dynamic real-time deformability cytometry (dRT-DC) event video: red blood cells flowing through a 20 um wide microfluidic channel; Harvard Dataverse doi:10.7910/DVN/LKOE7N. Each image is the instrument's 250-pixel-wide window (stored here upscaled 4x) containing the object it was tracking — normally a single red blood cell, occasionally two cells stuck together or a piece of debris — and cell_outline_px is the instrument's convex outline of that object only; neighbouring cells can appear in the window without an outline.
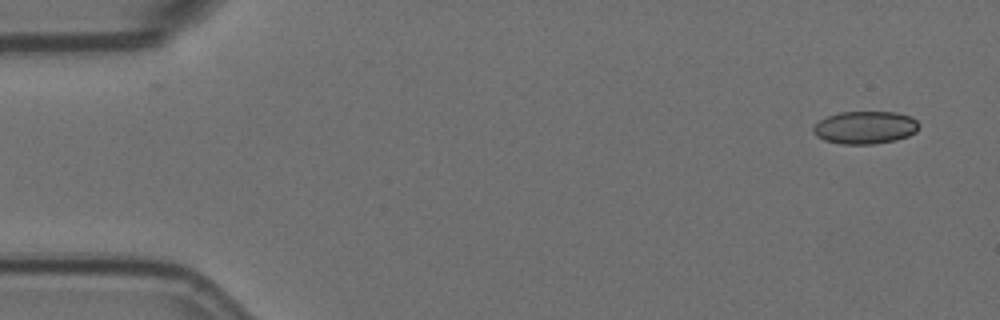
{"species": "Egyptian fruit bat (a non-hibernating species)", "species_latin": "Rousettus aegyptiacus", "temperature_condition": "room temperature", "stored_images_in_passage": 6, "camera_frame_rate_fps": 3000, "um_per_image_px": 0.085, "animal": {"sex": "female"}, "frame": {"image": 1, "passage_image": 1, "time_ms": 0.0, "image_size_px": [1000, 320], "cell_outline_px": [[920, 124], [916, 132], [908, 136], [896, 140], [872, 144], [840, 144], [824, 140], [816, 136], [812, 132], [812, 128], [820, 120], [828, 116], [840, 112], [896, 112], [912, 116]], "centroid_in_image_um": [73.55, 10.84], "position_along_channel_um": 11.5, "area_um2": 20.29}}
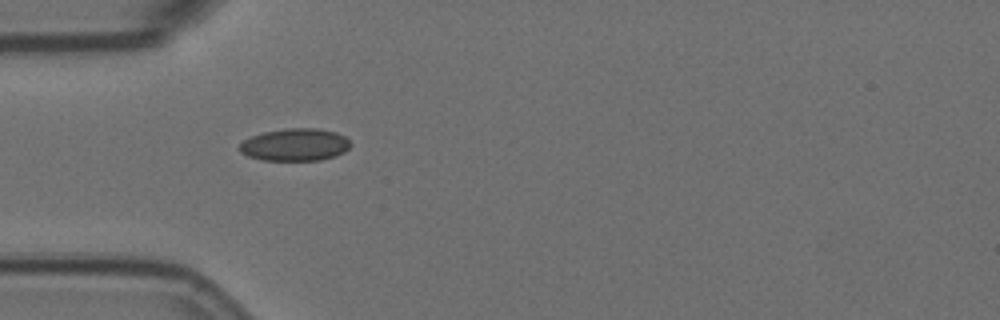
{"frame": {"image": 2, "passage_image": 5, "time_ms": 1.333, "image_size_px": [1000, 320], "cell_outline_px": [[352, 144], [344, 152], [336, 156], [320, 160], [264, 160], [248, 156], [240, 152], [240, 144], [244, 140], [252, 136], [264, 132], [284, 128], [320, 128], [336, 132], [344, 136]], "centroid_in_image_um": [25.1, 12.29], "position_along_channel_um": 59.9, "area_um2": 20.98}}
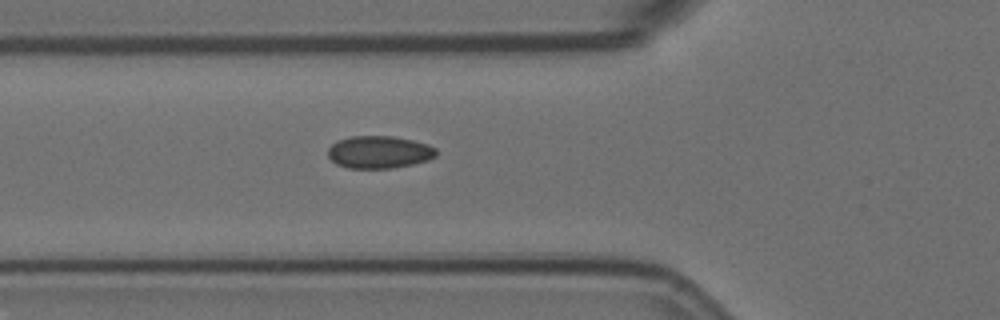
{"frame": {"image": 3, "passage_image": 6, "time_ms": 1.667, "image_size_px": [1000, 320], "cell_outline_px": [[436, 156], [428, 160], [412, 164], [392, 168], [348, 168], [336, 164], [328, 156], [328, 148], [336, 140], [352, 136], [392, 136], [412, 140], [428, 144], [436, 148]], "centroid_in_image_um": [32.21, 12.92], "position_along_channel_um": 93.6, "area_um2": 20.52}}